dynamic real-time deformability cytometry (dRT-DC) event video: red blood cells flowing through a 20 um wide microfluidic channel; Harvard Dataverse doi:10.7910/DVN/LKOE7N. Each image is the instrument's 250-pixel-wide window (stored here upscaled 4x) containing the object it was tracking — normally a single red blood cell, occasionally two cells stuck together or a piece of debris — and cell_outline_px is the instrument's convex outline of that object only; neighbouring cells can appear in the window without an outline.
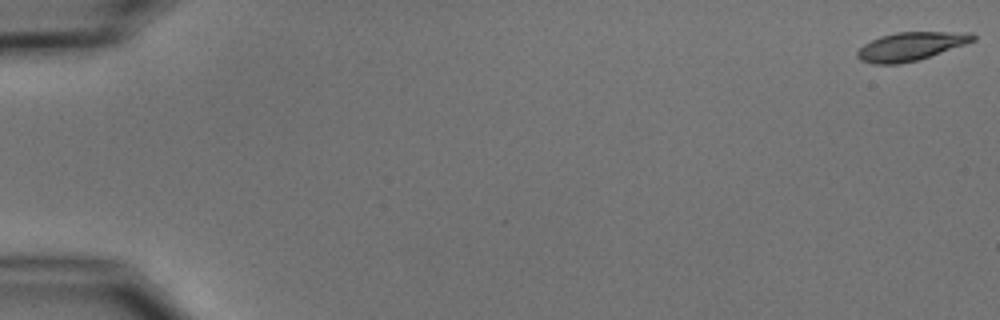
{"species": "common noctule bat (a hibernating species)", "species_latin": "Nyctalus noctula", "temperature_condition": "cold", "stored_images_in_passage": 6, "camera_frame_rate_fps": 3000, "um_per_image_px": 0.085, "animal": {"sex": "male", "body_mass_g": 15.6}, "frame": {"image": 1, "passage_image": 1, "time_ms": 0.0, "image_size_px": [1000, 320], "cell_outline_px": [[976, 40], [916, 60], [900, 64], [876, 64], [860, 60], [856, 56], [856, 52], [864, 44], [880, 36], [896, 32], [972, 32], [976, 36]], "centroid_in_image_um": [77.39, 3.93], "position_along_channel_um": 7.6, "area_um2": 18.9}}
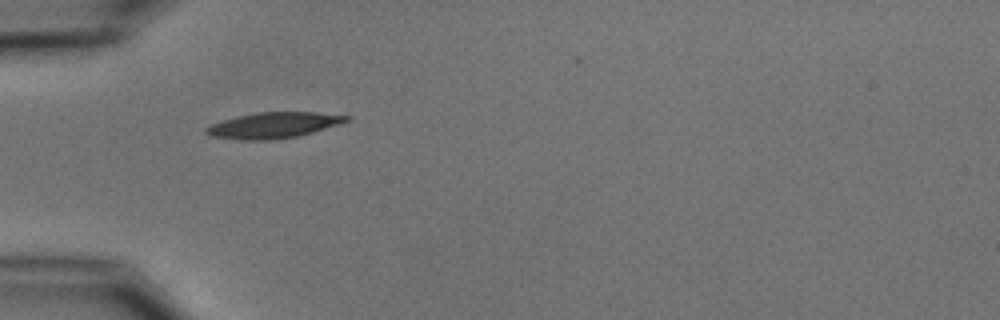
{"frame": {"image": 2, "passage_image": 5, "time_ms": 5.667, "image_size_px": [1000, 320], "cell_outline_px": [[352, 116], [348, 120], [312, 132], [296, 136], [264, 140], [240, 140], [212, 136], [204, 132], [204, 128], [212, 124], [236, 116], [256, 112], [316, 112]], "centroid_in_image_um": [23.19, 10.63], "position_along_channel_um": 61.8, "area_um2": 20.75}}